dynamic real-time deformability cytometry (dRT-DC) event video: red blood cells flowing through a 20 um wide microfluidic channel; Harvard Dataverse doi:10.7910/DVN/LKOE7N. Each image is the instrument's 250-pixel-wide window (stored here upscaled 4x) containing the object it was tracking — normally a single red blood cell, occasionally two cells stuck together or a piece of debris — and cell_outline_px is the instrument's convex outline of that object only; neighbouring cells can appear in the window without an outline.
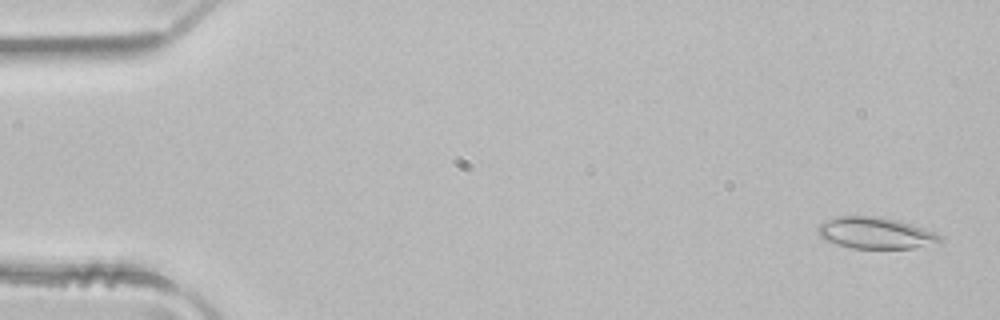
{"species": "common noctule bat (a hibernating species)", "species_latin": "Nyctalus noctula", "temperature_condition": "room temperature", "stored_images_in_passage": 4, "camera_frame_rate_fps": 3000, "um_per_image_px": 0.085, "animal": {"sex": "male", "body_mass_g": 21.5, "forearm_length_mm": 52.0}, "frame": {"image": 1, "passage_image": 1, "time_ms": 0.0, "image_size_px": [1000, 320], "cell_outline_px": [[944, 240], [912, 248], [852, 248], [836, 244], [824, 240], [820, 236], [816, 228], [820, 224], [836, 216], [880, 216], [896, 220], [924, 228], [936, 232], [944, 236]], "centroid_in_image_um": [74.41, 19.8], "position_along_channel_um": 10.6, "area_um2": 22.31}}